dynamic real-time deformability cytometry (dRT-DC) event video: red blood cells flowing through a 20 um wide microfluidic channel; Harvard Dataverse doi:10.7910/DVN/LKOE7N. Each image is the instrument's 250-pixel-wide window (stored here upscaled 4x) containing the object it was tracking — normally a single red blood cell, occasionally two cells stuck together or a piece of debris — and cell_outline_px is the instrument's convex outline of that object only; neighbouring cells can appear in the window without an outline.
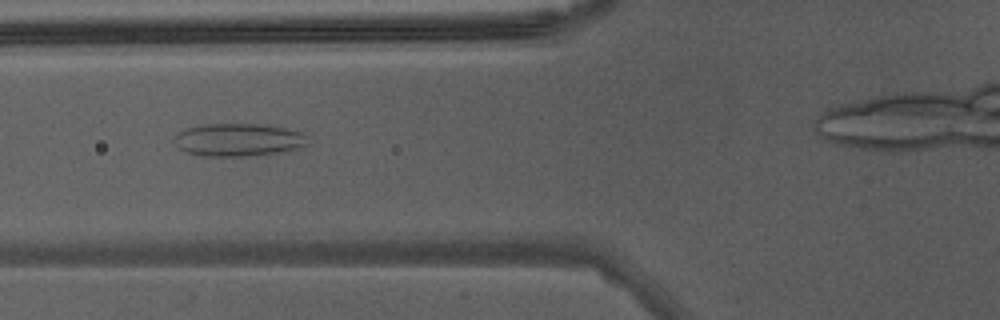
{"species": "Egyptian fruit bat (a non-hibernating species)", "species_latin": "Rousettus aegyptiacus", "temperature_condition": "warm", "stored_images_in_passage": 33, "camera_frame_rate_fps": 3000, "um_per_image_px": 0.085, "animal": {"sex": "male"}, "frame": {"image": 1, "passage_image": 10, "time_ms": 3.0, "image_size_px": [1000, 320], "cell_outline_px": [[312, 144], [300, 148], [284, 152], [248, 156], [200, 156], [188, 152], [180, 148], [172, 140], [180, 132], [188, 128], [204, 124], [260, 124], [308, 132]], "centroid_in_image_um": [20.4, 11.89], "position_along_channel_um": 105.4, "area_um2": 26.01}}
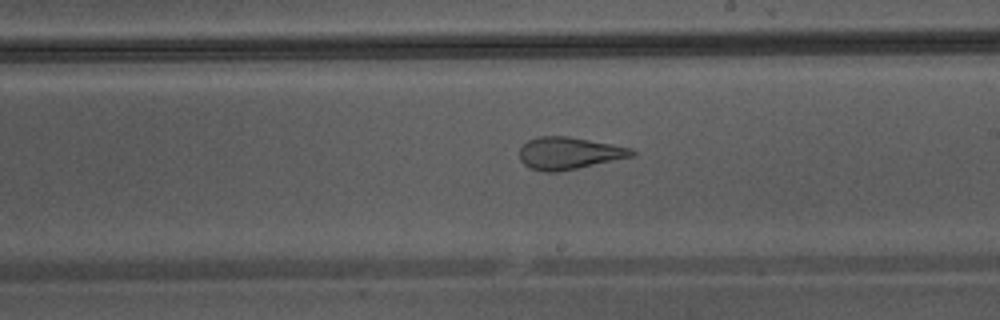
{"frame": {"image": 2, "passage_image": 19, "time_ms": 6.0, "image_size_px": [1000, 320], "cell_outline_px": [[636, 152], [632, 156], [560, 172], [544, 172], [528, 168], [520, 160], [520, 148], [528, 140], [536, 136], [568, 136], [612, 144], [632, 148]], "centroid_in_image_um": [48.33, 13.02], "position_along_channel_um": 240.7, "area_um2": 21.1}}